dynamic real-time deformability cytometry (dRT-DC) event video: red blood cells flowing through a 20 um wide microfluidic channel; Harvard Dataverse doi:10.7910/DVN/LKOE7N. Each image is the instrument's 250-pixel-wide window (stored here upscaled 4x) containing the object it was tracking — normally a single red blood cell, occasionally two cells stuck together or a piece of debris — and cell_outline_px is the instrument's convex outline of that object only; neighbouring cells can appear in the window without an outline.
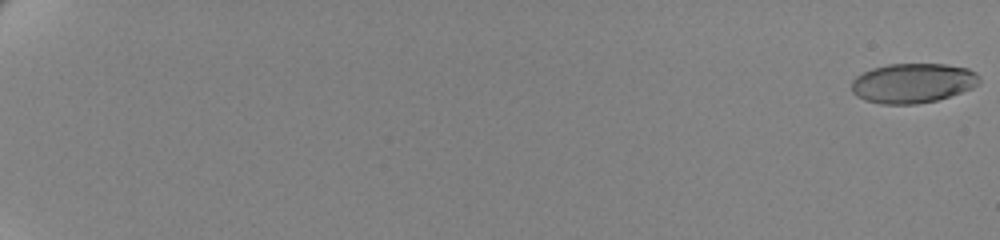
{"species": "human", "species_latin": "Homo sapiens", "temperature_condition": "cold", "stored_images_in_passage": 63, "camera_frame_rate_fps": 3000, "um_per_image_px": 0.085, "donor": {"sex": "female"}, "frame": {"image": 1, "passage_image": 1, "time_ms": 0.0, "image_size_px": [1000, 240], "cell_outline_px": [[980, 80], [972, 88], [936, 100], [916, 104], [880, 104], [864, 100], [856, 96], [852, 92], [852, 80], [856, 76], [872, 68], [888, 64], [944, 64], [968, 68], [976, 72], [980, 76]], "centroid_in_image_um": [77.56, 7.06], "position_along_channel_um": 7.4, "area_um2": 29.54}}
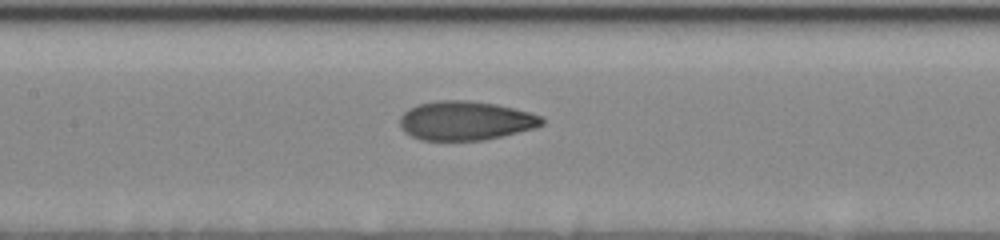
{"frame": {"image": 2, "passage_image": 35, "time_ms": 11.333, "image_size_px": [1000, 240], "cell_outline_px": [[544, 124], [532, 128], [484, 140], [420, 140], [404, 132], [400, 128], [400, 116], [408, 108], [420, 104], [436, 100], [468, 100], [496, 104], [528, 112], [540, 116], [544, 120]], "centroid_in_image_um": [39.51, 10.25], "position_along_channel_um": 167.9, "area_um2": 32.14}}
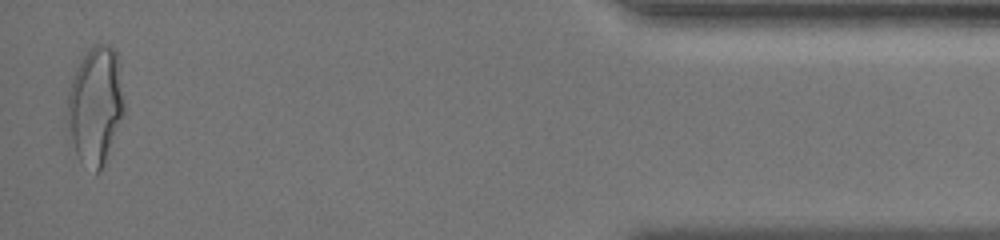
{"frame": {"image": 3, "passage_image": 62, "time_ms": 20.333, "image_size_px": [1000, 240], "cell_outline_px": [[124, 112], [104, 164], [100, 172], [96, 172], [80, 160], [76, 152], [68, 128], [68, 88], [76, 68], [84, 52], [96, 44], [104, 44], [112, 48], [116, 52], [124, 104]], "centroid_in_image_um": [8.1, 8.94], "position_along_channel_um": 427.1, "area_um2": 38.26}, "authors_computed_cell_mechanics": {"area_um2": 31.8478, "velocity_mm_per_s": 3.4961, "shape_relaxation_time_tau1_ms": 5.3111, "shape_relaxation_time_tau2_ms": 1.3594, "deformation_change_tau1": 0.1725, "deformation_change_tau2": 0.0673}}